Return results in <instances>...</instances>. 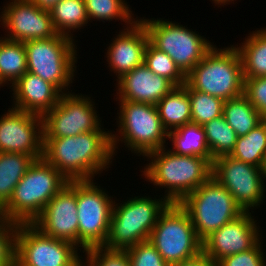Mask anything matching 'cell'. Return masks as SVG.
I'll use <instances>...</instances> for the list:
<instances>
[{"mask_svg":"<svg viewBox=\"0 0 266 266\" xmlns=\"http://www.w3.org/2000/svg\"><path fill=\"white\" fill-rule=\"evenodd\" d=\"M43 158L68 181L91 180L113 161L111 132L91 131L71 137L44 138Z\"/></svg>","mask_w":266,"mask_h":266,"instance_id":"cell-1","label":"cell"},{"mask_svg":"<svg viewBox=\"0 0 266 266\" xmlns=\"http://www.w3.org/2000/svg\"><path fill=\"white\" fill-rule=\"evenodd\" d=\"M165 147L146 155L143 176L159 187H166L164 198L180 203L189 193L212 177V163L201 156L178 155Z\"/></svg>","mask_w":266,"mask_h":266,"instance_id":"cell-2","label":"cell"},{"mask_svg":"<svg viewBox=\"0 0 266 266\" xmlns=\"http://www.w3.org/2000/svg\"><path fill=\"white\" fill-rule=\"evenodd\" d=\"M68 182L43 157L34 160L1 208V217L18 224H32Z\"/></svg>","mask_w":266,"mask_h":266,"instance_id":"cell-3","label":"cell"},{"mask_svg":"<svg viewBox=\"0 0 266 266\" xmlns=\"http://www.w3.org/2000/svg\"><path fill=\"white\" fill-rule=\"evenodd\" d=\"M193 89L227 101L243 95L244 77L240 54L235 46H213L186 75Z\"/></svg>","mask_w":266,"mask_h":266,"instance_id":"cell-4","label":"cell"},{"mask_svg":"<svg viewBox=\"0 0 266 266\" xmlns=\"http://www.w3.org/2000/svg\"><path fill=\"white\" fill-rule=\"evenodd\" d=\"M113 203L109 231L102 247L110 250H127L137 243L149 240L159 215L169 202L163 197L152 199L135 196L123 202Z\"/></svg>","mask_w":266,"mask_h":266,"instance_id":"cell-5","label":"cell"},{"mask_svg":"<svg viewBox=\"0 0 266 266\" xmlns=\"http://www.w3.org/2000/svg\"><path fill=\"white\" fill-rule=\"evenodd\" d=\"M118 132H111V145L115 155L116 145L119 141L124 142L128 150L142 156L166 147L165 141L168 138V131L160 120L155 104L125 101L118 99ZM119 122V123H118ZM118 136V137H117ZM122 139V140H121Z\"/></svg>","mask_w":266,"mask_h":266,"instance_id":"cell-6","label":"cell"},{"mask_svg":"<svg viewBox=\"0 0 266 266\" xmlns=\"http://www.w3.org/2000/svg\"><path fill=\"white\" fill-rule=\"evenodd\" d=\"M149 241L164 261L177 264L192 260L202 254V240L187 211L179 203H169L159 215Z\"/></svg>","mask_w":266,"mask_h":266,"instance_id":"cell-7","label":"cell"},{"mask_svg":"<svg viewBox=\"0 0 266 266\" xmlns=\"http://www.w3.org/2000/svg\"><path fill=\"white\" fill-rule=\"evenodd\" d=\"M179 204L187 211L202 241L244 213L234 197L213 177L189 193Z\"/></svg>","mask_w":266,"mask_h":266,"instance_id":"cell-8","label":"cell"},{"mask_svg":"<svg viewBox=\"0 0 266 266\" xmlns=\"http://www.w3.org/2000/svg\"><path fill=\"white\" fill-rule=\"evenodd\" d=\"M74 44L73 38L61 34L24 42L27 71L55 85L62 93H67L76 69L77 48Z\"/></svg>","mask_w":266,"mask_h":266,"instance_id":"cell-9","label":"cell"},{"mask_svg":"<svg viewBox=\"0 0 266 266\" xmlns=\"http://www.w3.org/2000/svg\"><path fill=\"white\" fill-rule=\"evenodd\" d=\"M147 30L149 42L167 53L187 75L215 45L195 31L167 20L139 19Z\"/></svg>","mask_w":266,"mask_h":266,"instance_id":"cell-10","label":"cell"},{"mask_svg":"<svg viewBox=\"0 0 266 266\" xmlns=\"http://www.w3.org/2000/svg\"><path fill=\"white\" fill-rule=\"evenodd\" d=\"M77 251L73 243L44 235L33 224L18 226L15 266H83Z\"/></svg>","mask_w":266,"mask_h":266,"instance_id":"cell-11","label":"cell"},{"mask_svg":"<svg viewBox=\"0 0 266 266\" xmlns=\"http://www.w3.org/2000/svg\"><path fill=\"white\" fill-rule=\"evenodd\" d=\"M93 180H77L79 244L85 250L104 245L114 201Z\"/></svg>","mask_w":266,"mask_h":266,"instance_id":"cell-12","label":"cell"},{"mask_svg":"<svg viewBox=\"0 0 266 266\" xmlns=\"http://www.w3.org/2000/svg\"><path fill=\"white\" fill-rule=\"evenodd\" d=\"M212 177L234 197L244 212L259 207L265 199V169L261 167L226 155L213 160Z\"/></svg>","mask_w":266,"mask_h":266,"instance_id":"cell-13","label":"cell"},{"mask_svg":"<svg viewBox=\"0 0 266 266\" xmlns=\"http://www.w3.org/2000/svg\"><path fill=\"white\" fill-rule=\"evenodd\" d=\"M90 97L63 93L43 118L44 138L71 137L91 131H105ZM102 128V129H101Z\"/></svg>","mask_w":266,"mask_h":266,"instance_id":"cell-14","label":"cell"},{"mask_svg":"<svg viewBox=\"0 0 266 266\" xmlns=\"http://www.w3.org/2000/svg\"><path fill=\"white\" fill-rule=\"evenodd\" d=\"M0 118V152L22 153L35 160L43 157V118L9 108Z\"/></svg>","mask_w":266,"mask_h":266,"instance_id":"cell-15","label":"cell"},{"mask_svg":"<svg viewBox=\"0 0 266 266\" xmlns=\"http://www.w3.org/2000/svg\"><path fill=\"white\" fill-rule=\"evenodd\" d=\"M77 214V180H71L50 199L32 224L44 235L80 247Z\"/></svg>","mask_w":266,"mask_h":266,"instance_id":"cell-16","label":"cell"},{"mask_svg":"<svg viewBox=\"0 0 266 266\" xmlns=\"http://www.w3.org/2000/svg\"><path fill=\"white\" fill-rule=\"evenodd\" d=\"M0 16V22L8 30L5 38L20 42L48 39L56 36L49 11L37 7L30 0H10Z\"/></svg>","mask_w":266,"mask_h":266,"instance_id":"cell-17","label":"cell"},{"mask_svg":"<svg viewBox=\"0 0 266 266\" xmlns=\"http://www.w3.org/2000/svg\"><path fill=\"white\" fill-rule=\"evenodd\" d=\"M253 217L250 211L244 212L212 232L202 242V253L217 264L227 256L251 249L261 239Z\"/></svg>","mask_w":266,"mask_h":266,"instance_id":"cell-18","label":"cell"},{"mask_svg":"<svg viewBox=\"0 0 266 266\" xmlns=\"http://www.w3.org/2000/svg\"><path fill=\"white\" fill-rule=\"evenodd\" d=\"M124 30L115 36L106 54L108 67L118 79L144 64V53L149 42L147 30L140 20Z\"/></svg>","mask_w":266,"mask_h":266,"instance_id":"cell-19","label":"cell"},{"mask_svg":"<svg viewBox=\"0 0 266 266\" xmlns=\"http://www.w3.org/2000/svg\"><path fill=\"white\" fill-rule=\"evenodd\" d=\"M116 80L118 99L155 105L176 87L167 78L154 74L144 64Z\"/></svg>","mask_w":266,"mask_h":266,"instance_id":"cell-20","label":"cell"},{"mask_svg":"<svg viewBox=\"0 0 266 266\" xmlns=\"http://www.w3.org/2000/svg\"><path fill=\"white\" fill-rule=\"evenodd\" d=\"M13 108L43 117L63 94L55 85L30 72L24 73L14 84Z\"/></svg>","mask_w":266,"mask_h":266,"instance_id":"cell-21","label":"cell"},{"mask_svg":"<svg viewBox=\"0 0 266 266\" xmlns=\"http://www.w3.org/2000/svg\"><path fill=\"white\" fill-rule=\"evenodd\" d=\"M156 108L168 132L191 123L190 99L184 86L174 87L156 104Z\"/></svg>","mask_w":266,"mask_h":266,"instance_id":"cell-22","label":"cell"},{"mask_svg":"<svg viewBox=\"0 0 266 266\" xmlns=\"http://www.w3.org/2000/svg\"><path fill=\"white\" fill-rule=\"evenodd\" d=\"M168 139L173 143L171 151L175 154L201 156L211 163L213 162L203 126L192 122L188 123L169 131Z\"/></svg>","mask_w":266,"mask_h":266,"instance_id":"cell-23","label":"cell"},{"mask_svg":"<svg viewBox=\"0 0 266 266\" xmlns=\"http://www.w3.org/2000/svg\"><path fill=\"white\" fill-rule=\"evenodd\" d=\"M237 50L242 61L243 77L266 76V28L249 34Z\"/></svg>","mask_w":266,"mask_h":266,"instance_id":"cell-24","label":"cell"},{"mask_svg":"<svg viewBox=\"0 0 266 266\" xmlns=\"http://www.w3.org/2000/svg\"><path fill=\"white\" fill-rule=\"evenodd\" d=\"M34 158L22 153L0 152V207L11 198L13 190L26 174Z\"/></svg>","mask_w":266,"mask_h":266,"instance_id":"cell-25","label":"cell"},{"mask_svg":"<svg viewBox=\"0 0 266 266\" xmlns=\"http://www.w3.org/2000/svg\"><path fill=\"white\" fill-rule=\"evenodd\" d=\"M26 72L27 58L24 43L1 37L0 81L4 85L14 84Z\"/></svg>","mask_w":266,"mask_h":266,"instance_id":"cell-26","label":"cell"},{"mask_svg":"<svg viewBox=\"0 0 266 266\" xmlns=\"http://www.w3.org/2000/svg\"><path fill=\"white\" fill-rule=\"evenodd\" d=\"M222 115L238 137L247 135L261 119V114L244 95L224 101Z\"/></svg>","mask_w":266,"mask_h":266,"instance_id":"cell-27","label":"cell"},{"mask_svg":"<svg viewBox=\"0 0 266 266\" xmlns=\"http://www.w3.org/2000/svg\"><path fill=\"white\" fill-rule=\"evenodd\" d=\"M49 12L56 32L70 38H74L72 30L89 22L84 0H61Z\"/></svg>","mask_w":266,"mask_h":266,"instance_id":"cell-28","label":"cell"},{"mask_svg":"<svg viewBox=\"0 0 266 266\" xmlns=\"http://www.w3.org/2000/svg\"><path fill=\"white\" fill-rule=\"evenodd\" d=\"M229 156L265 169L266 133L262 124L257 125L247 135L239 136Z\"/></svg>","mask_w":266,"mask_h":266,"instance_id":"cell-29","label":"cell"},{"mask_svg":"<svg viewBox=\"0 0 266 266\" xmlns=\"http://www.w3.org/2000/svg\"><path fill=\"white\" fill-rule=\"evenodd\" d=\"M203 129L213 160L231 154L238 136L223 115L205 123Z\"/></svg>","mask_w":266,"mask_h":266,"instance_id":"cell-30","label":"cell"},{"mask_svg":"<svg viewBox=\"0 0 266 266\" xmlns=\"http://www.w3.org/2000/svg\"><path fill=\"white\" fill-rule=\"evenodd\" d=\"M189 94L191 122L203 126L214 118L222 116L224 101L213 95L193 90L187 83L183 85Z\"/></svg>","mask_w":266,"mask_h":266,"instance_id":"cell-31","label":"cell"},{"mask_svg":"<svg viewBox=\"0 0 266 266\" xmlns=\"http://www.w3.org/2000/svg\"><path fill=\"white\" fill-rule=\"evenodd\" d=\"M84 4L89 21L96 19L105 22L104 20L121 19L129 27L138 20L137 17L136 19L132 17L131 8L125 0H84Z\"/></svg>","mask_w":266,"mask_h":266,"instance_id":"cell-32","label":"cell"},{"mask_svg":"<svg viewBox=\"0 0 266 266\" xmlns=\"http://www.w3.org/2000/svg\"><path fill=\"white\" fill-rule=\"evenodd\" d=\"M144 65L159 76L170 80L175 86H183L186 83V75L177 64L165 52L155 48L150 42L144 53Z\"/></svg>","mask_w":266,"mask_h":266,"instance_id":"cell-33","label":"cell"},{"mask_svg":"<svg viewBox=\"0 0 266 266\" xmlns=\"http://www.w3.org/2000/svg\"><path fill=\"white\" fill-rule=\"evenodd\" d=\"M84 252L87 258L83 266H131L126 250H110L101 246L92 247Z\"/></svg>","mask_w":266,"mask_h":266,"instance_id":"cell-34","label":"cell"},{"mask_svg":"<svg viewBox=\"0 0 266 266\" xmlns=\"http://www.w3.org/2000/svg\"><path fill=\"white\" fill-rule=\"evenodd\" d=\"M18 223L0 217V266H15Z\"/></svg>","mask_w":266,"mask_h":266,"instance_id":"cell-35","label":"cell"},{"mask_svg":"<svg viewBox=\"0 0 266 266\" xmlns=\"http://www.w3.org/2000/svg\"><path fill=\"white\" fill-rule=\"evenodd\" d=\"M131 266H170L149 241H142L126 250Z\"/></svg>","mask_w":266,"mask_h":266,"instance_id":"cell-36","label":"cell"},{"mask_svg":"<svg viewBox=\"0 0 266 266\" xmlns=\"http://www.w3.org/2000/svg\"><path fill=\"white\" fill-rule=\"evenodd\" d=\"M259 240L251 249L221 259L217 266H266Z\"/></svg>","mask_w":266,"mask_h":266,"instance_id":"cell-37","label":"cell"},{"mask_svg":"<svg viewBox=\"0 0 266 266\" xmlns=\"http://www.w3.org/2000/svg\"><path fill=\"white\" fill-rule=\"evenodd\" d=\"M243 95L261 114H266V76L244 78Z\"/></svg>","mask_w":266,"mask_h":266,"instance_id":"cell-38","label":"cell"},{"mask_svg":"<svg viewBox=\"0 0 266 266\" xmlns=\"http://www.w3.org/2000/svg\"><path fill=\"white\" fill-rule=\"evenodd\" d=\"M170 266H217V264L202 253L192 260L184 261Z\"/></svg>","mask_w":266,"mask_h":266,"instance_id":"cell-39","label":"cell"},{"mask_svg":"<svg viewBox=\"0 0 266 266\" xmlns=\"http://www.w3.org/2000/svg\"><path fill=\"white\" fill-rule=\"evenodd\" d=\"M30 1L44 11H50L61 0H30Z\"/></svg>","mask_w":266,"mask_h":266,"instance_id":"cell-40","label":"cell"},{"mask_svg":"<svg viewBox=\"0 0 266 266\" xmlns=\"http://www.w3.org/2000/svg\"><path fill=\"white\" fill-rule=\"evenodd\" d=\"M214 3L218 4V5H226L229 4L230 2L234 1V0H212Z\"/></svg>","mask_w":266,"mask_h":266,"instance_id":"cell-41","label":"cell"},{"mask_svg":"<svg viewBox=\"0 0 266 266\" xmlns=\"http://www.w3.org/2000/svg\"><path fill=\"white\" fill-rule=\"evenodd\" d=\"M260 123L264 127L265 133H266V114L261 115Z\"/></svg>","mask_w":266,"mask_h":266,"instance_id":"cell-42","label":"cell"}]
</instances>
